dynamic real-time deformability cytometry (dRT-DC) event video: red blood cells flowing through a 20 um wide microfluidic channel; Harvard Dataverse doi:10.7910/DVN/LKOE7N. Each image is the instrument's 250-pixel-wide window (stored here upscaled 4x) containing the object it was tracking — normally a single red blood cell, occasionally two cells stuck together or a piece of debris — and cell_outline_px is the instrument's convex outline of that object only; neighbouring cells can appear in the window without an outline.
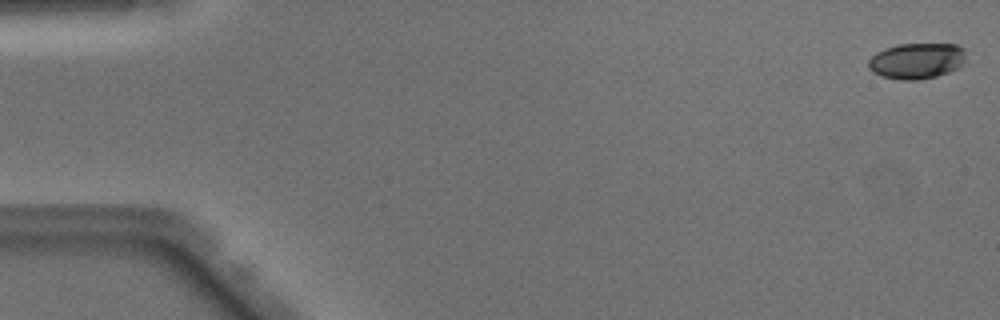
{"species": "Egyptian fruit bat (a non-hibernating species)", "species_latin": "Rousettus aegyptiacus", "temperature_condition": "warm", "stored_images_in_passage": 9, "camera_frame_rate_fps": 3000, "um_per_image_px": 0.085, "animal": {"sex": "male"}, "frame": {"image": 1, "passage_image": 1, "time_ms": 0.0, "image_size_px": [1000, 320], "cell_outline_px": [[964, 64], [948, 72], [936, 76], [916, 80], [900, 80], [880, 76], [872, 72], [868, 68], [868, 60], [876, 52], [884, 48], [896, 44], [956, 44], [964, 48]], "centroid_in_image_um": [77.88, 5.17], "position_along_channel_um": 7.1, "area_um2": 20.52}}